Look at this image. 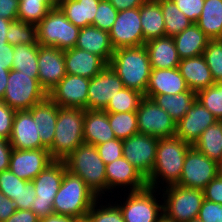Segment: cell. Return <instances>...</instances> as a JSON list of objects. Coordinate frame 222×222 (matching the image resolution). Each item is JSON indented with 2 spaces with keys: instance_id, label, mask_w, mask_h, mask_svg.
<instances>
[{
  "instance_id": "cell-29",
  "label": "cell",
  "mask_w": 222,
  "mask_h": 222,
  "mask_svg": "<svg viewBox=\"0 0 222 222\" xmlns=\"http://www.w3.org/2000/svg\"><path fill=\"white\" fill-rule=\"evenodd\" d=\"M180 59L203 55L210 38L197 26L191 24L183 32L172 37Z\"/></svg>"
},
{
  "instance_id": "cell-47",
  "label": "cell",
  "mask_w": 222,
  "mask_h": 222,
  "mask_svg": "<svg viewBox=\"0 0 222 222\" xmlns=\"http://www.w3.org/2000/svg\"><path fill=\"white\" fill-rule=\"evenodd\" d=\"M178 9L193 23H196L203 11L205 0H171Z\"/></svg>"
},
{
  "instance_id": "cell-20",
  "label": "cell",
  "mask_w": 222,
  "mask_h": 222,
  "mask_svg": "<svg viewBox=\"0 0 222 222\" xmlns=\"http://www.w3.org/2000/svg\"><path fill=\"white\" fill-rule=\"evenodd\" d=\"M217 121L214 115L196 99L176 124L175 136L193 145L202 132Z\"/></svg>"
},
{
  "instance_id": "cell-55",
  "label": "cell",
  "mask_w": 222,
  "mask_h": 222,
  "mask_svg": "<svg viewBox=\"0 0 222 222\" xmlns=\"http://www.w3.org/2000/svg\"><path fill=\"white\" fill-rule=\"evenodd\" d=\"M32 210H16L5 222H39Z\"/></svg>"
},
{
  "instance_id": "cell-8",
  "label": "cell",
  "mask_w": 222,
  "mask_h": 222,
  "mask_svg": "<svg viewBox=\"0 0 222 222\" xmlns=\"http://www.w3.org/2000/svg\"><path fill=\"white\" fill-rule=\"evenodd\" d=\"M79 31L80 28L73 25L57 6L37 24V42L42 46L67 50L75 47Z\"/></svg>"
},
{
  "instance_id": "cell-14",
  "label": "cell",
  "mask_w": 222,
  "mask_h": 222,
  "mask_svg": "<svg viewBox=\"0 0 222 222\" xmlns=\"http://www.w3.org/2000/svg\"><path fill=\"white\" fill-rule=\"evenodd\" d=\"M109 35L114 49L144 45L139 7L118 11Z\"/></svg>"
},
{
  "instance_id": "cell-27",
  "label": "cell",
  "mask_w": 222,
  "mask_h": 222,
  "mask_svg": "<svg viewBox=\"0 0 222 222\" xmlns=\"http://www.w3.org/2000/svg\"><path fill=\"white\" fill-rule=\"evenodd\" d=\"M75 47L100 56L107 64L115 50L109 32L93 25L80 28Z\"/></svg>"
},
{
  "instance_id": "cell-59",
  "label": "cell",
  "mask_w": 222,
  "mask_h": 222,
  "mask_svg": "<svg viewBox=\"0 0 222 222\" xmlns=\"http://www.w3.org/2000/svg\"><path fill=\"white\" fill-rule=\"evenodd\" d=\"M80 219L60 214H52L46 218H42L39 222H78Z\"/></svg>"
},
{
  "instance_id": "cell-64",
  "label": "cell",
  "mask_w": 222,
  "mask_h": 222,
  "mask_svg": "<svg viewBox=\"0 0 222 222\" xmlns=\"http://www.w3.org/2000/svg\"><path fill=\"white\" fill-rule=\"evenodd\" d=\"M145 1L159 3V2H162V1H168V0H145Z\"/></svg>"
},
{
  "instance_id": "cell-46",
  "label": "cell",
  "mask_w": 222,
  "mask_h": 222,
  "mask_svg": "<svg viewBox=\"0 0 222 222\" xmlns=\"http://www.w3.org/2000/svg\"><path fill=\"white\" fill-rule=\"evenodd\" d=\"M100 158L105 164L111 163L116 159L123 157V141L113 139L95 146Z\"/></svg>"
},
{
  "instance_id": "cell-34",
  "label": "cell",
  "mask_w": 222,
  "mask_h": 222,
  "mask_svg": "<svg viewBox=\"0 0 222 222\" xmlns=\"http://www.w3.org/2000/svg\"><path fill=\"white\" fill-rule=\"evenodd\" d=\"M192 146L209 159L220 161L222 159V121L207 127Z\"/></svg>"
},
{
  "instance_id": "cell-49",
  "label": "cell",
  "mask_w": 222,
  "mask_h": 222,
  "mask_svg": "<svg viewBox=\"0 0 222 222\" xmlns=\"http://www.w3.org/2000/svg\"><path fill=\"white\" fill-rule=\"evenodd\" d=\"M16 110L0 100V138L9 141L12 132L13 119Z\"/></svg>"
},
{
  "instance_id": "cell-28",
  "label": "cell",
  "mask_w": 222,
  "mask_h": 222,
  "mask_svg": "<svg viewBox=\"0 0 222 222\" xmlns=\"http://www.w3.org/2000/svg\"><path fill=\"white\" fill-rule=\"evenodd\" d=\"M83 138L84 143L94 146L116 138L106 111L85 109Z\"/></svg>"
},
{
  "instance_id": "cell-39",
  "label": "cell",
  "mask_w": 222,
  "mask_h": 222,
  "mask_svg": "<svg viewBox=\"0 0 222 222\" xmlns=\"http://www.w3.org/2000/svg\"><path fill=\"white\" fill-rule=\"evenodd\" d=\"M143 98L144 95L142 93L127 87H123L114 97L110 99V102L104 111L107 113L137 111Z\"/></svg>"
},
{
  "instance_id": "cell-54",
  "label": "cell",
  "mask_w": 222,
  "mask_h": 222,
  "mask_svg": "<svg viewBox=\"0 0 222 222\" xmlns=\"http://www.w3.org/2000/svg\"><path fill=\"white\" fill-rule=\"evenodd\" d=\"M13 148L10 142L0 138V172L9 169L10 155Z\"/></svg>"
},
{
  "instance_id": "cell-30",
  "label": "cell",
  "mask_w": 222,
  "mask_h": 222,
  "mask_svg": "<svg viewBox=\"0 0 222 222\" xmlns=\"http://www.w3.org/2000/svg\"><path fill=\"white\" fill-rule=\"evenodd\" d=\"M100 0H63L58 7L75 26L84 28L94 24Z\"/></svg>"
},
{
  "instance_id": "cell-23",
  "label": "cell",
  "mask_w": 222,
  "mask_h": 222,
  "mask_svg": "<svg viewBox=\"0 0 222 222\" xmlns=\"http://www.w3.org/2000/svg\"><path fill=\"white\" fill-rule=\"evenodd\" d=\"M188 89L178 67L170 69H151L144 97L152 99L155 95H173L185 92Z\"/></svg>"
},
{
  "instance_id": "cell-9",
  "label": "cell",
  "mask_w": 222,
  "mask_h": 222,
  "mask_svg": "<svg viewBox=\"0 0 222 222\" xmlns=\"http://www.w3.org/2000/svg\"><path fill=\"white\" fill-rule=\"evenodd\" d=\"M2 101L14 110H29L48 97L38 75H26L11 69Z\"/></svg>"
},
{
  "instance_id": "cell-13",
  "label": "cell",
  "mask_w": 222,
  "mask_h": 222,
  "mask_svg": "<svg viewBox=\"0 0 222 222\" xmlns=\"http://www.w3.org/2000/svg\"><path fill=\"white\" fill-rule=\"evenodd\" d=\"M122 141L123 157L147 179L156 161L158 138L136 133Z\"/></svg>"
},
{
  "instance_id": "cell-41",
  "label": "cell",
  "mask_w": 222,
  "mask_h": 222,
  "mask_svg": "<svg viewBox=\"0 0 222 222\" xmlns=\"http://www.w3.org/2000/svg\"><path fill=\"white\" fill-rule=\"evenodd\" d=\"M10 45L36 44L37 43V25L25 23L23 21H12L8 27L6 35Z\"/></svg>"
},
{
  "instance_id": "cell-18",
  "label": "cell",
  "mask_w": 222,
  "mask_h": 222,
  "mask_svg": "<svg viewBox=\"0 0 222 222\" xmlns=\"http://www.w3.org/2000/svg\"><path fill=\"white\" fill-rule=\"evenodd\" d=\"M53 161L47 148L35 150L13 148L10 155L9 170L23 180L32 181Z\"/></svg>"
},
{
  "instance_id": "cell-35",
  "label": "cell",
  "mask_w": 222,
  "mask_h": 222,
  "mask_svg": "<svg viewBox=\"0 0 222 222\" xmlns=\"http://www.w3.org/2000/svg\"><path fill=\"white\" fill-rule=\"evenodd\" d=\"M38 52V42L36 44H19L14 46L12 69L26 75H39Z\"/></svg>"
},
{
  "instance_id": "cell-2",
  "label": "cell",
  "mask_w": 222,
  "mask_h": 222,
  "mask_svg": "<svg viewBox=\"0 0 222 222\" xmlns=\"http://www.w3.org/2000/svg\"><path fill=\"white\" fill-rule=\"evenodd\" d=\"M109 65L120 77L124 87L138 91L145 96L151 65L144 45L115 49Z\"/></svg>"
},
{
  "instance_id": "cell-53",
  "label": "cell",
  "mask_w": 222,
  "mask_h": 222,
  "mask_svg": "<svg viewBox=\"0 0 222 222\" xmlns=\"http://www.w3.org/2000/svg\"><path fill=\"white\" fill-rule=\"evenodd\" d=\"M15 211L16 206L13 200L0 191V222H5Z\"/></svg>"
},
{
  "instance_id": "cell-24",
  "label": "cell",
  "mask_w": 222,
  "mask_h": 222,
  "mask_svg": "<svg viewBox=\"0 0 222 222\" xmlns=\"http://www.w3.org/2000/svg\"><path fill=\"white\" fill-rule=\"evenodd\" d=\"M41 143L49 149L52 146L55 136V126L58 119V105L47 97L42 102L29 109Z\"/></svg>"
},
{
  "instance_id": "cell-61",
  "label": "cell",
  "mask_w": 222,
  "mask_h": 222,
  "mask_svg": "<svg viewBox=\"0 0 222 222\" xmlns=\"http://www.w3.org/2000/svg\"><path fill=\"white\" fill-rule=\"evenodd\" d=\"M158 222H176L173 219L168 218L165 214H162L159 219Z\"/></svg>"
},
{
  "instance_id": "cell-57",
  "label": "cell",
  "mask_w": 222,
  "mask_h": 222,
  "mask_svg": "<svg viewBox=\"0 0 222 222\" xmlns=\"http://www.w3.org/2000/svg\"><path fill=\"white\" fill-rule=\"evenodd\" d=\"M117 11L140 7L145 0H108Z\"/></svg>"
},
{
  "instance_id": "cell-48",
  "label": "cell",
  "mask_w": 222,
  "mask_h": 222,
  "mask_svg": "<svg viewBox=\"0 0 222 222\" xmlns=\"http://www.w3.org/2000/svg\"><path fill=\"white\" fill-rule=\"evenodd\" d=\"M197 218L202 222H222V205L204 199Z\"/></svg>"
},
{
  "instance_id": "cell-51",
  "label": "cell",
  "mask_w": 222,
  "mask_h": 222,
  "mask_svg": "<svg viewBox=\"0 0 222 222\" xmlns=\"http://www.w3.org/2000/svg\"><path fill=\"white\" fill-rule=\"evenodd\" d=\"M204 199L222 205V178L216 176L203 189Z\"/></svg>"
},
{
  "instance_id": "cell-16",
  "label": "cell",
  "mask_w": 222,
  "mask_h": 222,
  "mask_svg": "<svg viewBox=\"0 0 222 222\" xmlns=\"http://www.w3.org/2000/svg\"><path fill=\"white\" fill-rule=\"evenodd\" d=\"M90 79L78 75L66 76L49 91L48 97L59 107L82 108L87 110Z\"/></svg>"
},
{
  "instance_id": "cell-66",
  "label": "cell",
  "mask_w": 222,
  "mask_h": 222,
  "mask_svg": "<svg viewBox=\"0 0 222 222\" xmlns=\"http://www.w3.org/2000/svg\"><path fill=\"white\" fill-rule=\"evenodd\" d=\"M78 222H88L86 219H80Z\"/></svg>"
},
{
  "instance_id": "cell-7",
  "label": "cell",
  "mask_w": 222,
  "mask_h": 222,
  "mask_svg": "<svg viewBox=\"0 0 222 222\" xmlns=\"http://www.w3.org/2000/svg\"><path fill=\"white\" fill-rule=\"evenodd\" d=\"M163 214L176 222H189L197 218L204 200L203 190L170 185L160 190Z\"/></svg>"
},
{
  "instance_id": "cell-38",
  "label": "cell",
  "mask_w": 222,
  "mask_h": 222,
  "mask_svg": "<svg viewBox=\"0 0 222 222\" xmlns=\"http://www.w3.org/2000/svg\"><path fill=\"white\" fill-rule=\"evenodd\" d=\"M109 198H99L92 205L85 219L88 222H125L119 207L114 203L113 198Z\"/></svg>"
},
{
  "instance_id": "cell-10",
  "label": "cell",
  "mask_w": 222,
  "mask_h": 222,
  "mask_svg": "<svg viewBox=\"0 0 222 222\" xmlns=\"http://www.w3.org/2000/svg\"><path fill=\"white\" fill-rule=\"evenodd\" d=\"M66 171L63 161L54 160L32 180L36 197L31 205V210L39 219L54 214V197L60 189Z\"/></svg>"
},
{
  "instance_id": "cell-50",
  "label": "cell",
  "mask_w": 222,
  "mask_h": 222,
  "mask_svg": "<svg viewBox=\"0 0 222 222\" xmlns=\"http://www.w3.org/2000/svg\"><path fill=\"white\" fill-rule=\"evenodd\" d=\"M36 197V191L32 181H28L24 187L21 188L17 198L13 199L16 210H31V205Z\"/></svg>"
},
{
  "instance_id": "cell-22",
  "label": "cell",
  "mask_w": 222,
  "mask_h": 222,
  "mask_svg": "<svg viewBox=\"0 0 222 222\" xmlns=\"http://www.w3.org/2000/svg\"><path fill=\"white\" fill-rule=\"evenodd\" d=\"M66 74L88 79L99 74L108 64L98 55L80 48L64 50Z\"/></svg>"
},
{
  "instance_id": "cell-60",
  "label": "cell",
  "mask_w": 222,
  "mask_h": 222,
  "mask_svg": "<svg viewBox=\"0 0 222 222\" xmlns=\"http://www.w3.org/2000/svg\"><path fill=\"white\" fill-rule=\"evenodd\" d=\"M12 21L0 18V47H4L6 43H8L6 35L8 33L9 24Z\"/></svg>"
},
{
  "instance_id": "cell-4",
  "label": "cell",
  "mask_w": 222,
  "mask_h": 222,
  "mask_svg": "<svg viewBox=\"0 0 222 222\" xmlns=\"http://www.w3.org/2000/svg\"><path fill=\"white\" fill-rule=\"evenodd\" d=\"M99 198L78 176L66 171L53 201L54 214L85 219Z\"/></svg>"
},
{
  "instance_id": "cell-52",
  "label": "cell",
  "mask_w": 222,
  "mask_h": 222,
  "mask_svg": "<svg viewBox=\"0 0 222 222\" xmlns=\"http://www.w3.org/2000/svg\"><path fill=\"white\" fill-rule=\"evenodd\" d=\"M19 0H0V18L18 20Z\"/></svg>"
},
{
  "instance_id": "cell-33",
  "label": "cell",
  "mask_w": 222,
  "mask_h": 222,
  "mask_svg": "<svg viewBox=\"0 0 222 222\" xmlns=\"http://www.w3.org/2000/svg\"><path fill=\"white\" fill-rule=\"evenodd\" d=\"M196 24L210 40L222 39V0H205Z\"/></svg>"
},
{
  "instance_id": "cell-32",
  "label": "cell",
  "mask_w": 222,
  "mask_h": 222,
  "mask_svg": "<svg viewBox=\"0 0 222 222\" xmlns=\"http://www.w3.org/2000/svg\"><path fill=\"white\" fill-rule=\"evenodd\" d=\"M152 100L164 109L177 124L187 113L193 102L196 100V93L188 89L177 94L155 95Z\"/></svg>"
},
{
  "instance_id": "cell-37",
  "label": "cell",
  "mask_w": 222,
  "mask_h": 222,
  "mask_svg": "<svg viewBox=\"0 0 222 222\" xmlns=\"http://www.w3.org/2000/svg\"><path fill=\"white\" fill-rule=\"evenodd\" d=\"M54 7L51 0H19L18 20L37 25Z\"/></svg>"
},
{
  "instance_id": "cell-45",
  "label": "cell",
  "mask_w": 222,
  "mask_h": 222,
  "mask_svg": "<svg viewBox=\"0 0 222 222\" xmlns=\"http://www.w3.org/2000/svg\"><path fill=\"white\" fill-rule=\"evenodd\" d=\"M28 181L19 178L9 169L0 172V191L9 199L17 198Z\"/></svg>"
},
{
  "instance_id": "cell-36",
  "label": "cell",
  "mask_w": 222,
  "mask_h": 222,
  "mask_svg": "<svg viewBox=\"0 0 222 222\" xmlns=\"http://www.w3.org/2000/svg\"><path fill=\"white\" fill-rule=\"evenodd\" d=\"M159 4L164 17L166 36L173 37L193 24L173 1H162Z\"/></svg>"
},
{
  "instance_id": "cell-62",
  "label": "cell",
  "mask_w": 222,
  "mask_h": 222,
  "mask_svg": "<svg viewBox=\"0 0 222 222\" xmlns=\"http://www.w3.org/2000/svg\"><path fill=\"white\" fill-rule=\"evenodd\" d=\"M217 176L222 178V159L217 162Z\"/></svg>"
},
{
  "instance_id": "cell-5",
  "label": "cell",
  "mask_w": 222,
  "mask_h": 222,
  "mask_svg": "<svg viewBox=\"0 0 222 222\" xmlns=\"http://www.w3.org/2000/svg\"><path fill=\"white\" fill-rule=\"evenodd\" d=\"M85 109L58 106V119L52 146L48 149L51 158L56 161L64 159L78 146L84 143Z\"/></svg>"
},
{
  "instance_id": "cell-11",
  "label": "cell",
  "mask_w": 222,
  "mask_h": 222,
  "mask_svg": "<svg viewBox=\"0 0 222 222\" xmlns=\"http://www.w3.org/2000/svg\"><path fill=\"white\" fill-rule=\"evenodd\" d=\"M138 133L156 138H169L176 134V123L172 117L152 99L144 97L136 111Z\"/></svg>"
},
{
  "instance_id": "cell-31",
  "label": "cell",
  "mask_w": 222,
  "mask_h": 222,
  "mask_svg": "<svg viewBox=\"0 0 222 222\" xmlns=\"http://www.w3.org/2000/svg\"><path fill=\"white\" fill-rule=\"evenodd\" d=\"M139 12L143 29L144 44L146 41L153 38L166 36L164 17L159 3L145 1L139 7Z\"/></svg>"
},
{
  "instance_id": "cell-17",
  "label": "cell",
  "mask_w": 222,
  "mask_h": 222,
  "mask_svg": "<svg viewBox=\"0 0 222 222\" xmlns=\"http://www.w3.org/2000/svg\"><path fill=\"white\" fill-rule=\"evenodd\" d=\"M124 87L122 80L108 64L90 79L88 87V110H104L110 99Z\"/></svg>"
},
{
  "instance_id": "cell-43",
  "label": "cell",
  "mask_w": 222,
  "mask_h": 222,
  "mask_svg": "<svg viewBox=\"0 0 222 222\" xmlns=\"http://www.w3.org/2000/svg\"><path fill=\"white\" fill-rule=\"evenodd\" d=\"M203 56L215 83L222 82V39L210 40Z\"/></svg>"
},
{
  "instance_id": "cell-63",
  "label": "cell",
  "mask_w": 222,
  "mask_h": 222,
  "mask_svg": "<svg viewBox=\"0 0 222 222\" xmlns=\"http://www.w3.org/2000/svg\"><path fill=\"white\" fill-rule=\"evenodd\" d=\"M56 6H58L63 0H51Z\"/></svg>"
},
{
  "instance_id": "cell-15",
  "label": "cell",
  "mask_w": 222,
  "mask_h": 222,
  "mask_svg": "<svg viewBox=\"0 0 222 222\" xmlns=\"http://www.w3.org/2000/svg\"><path fill=\"white\" fill-rule=\"evenodd\" d=\"M107 194L116 199L117 193L139 191L147 187L146 178L124 157L106 164ZM115 189V190H114ZM115 193L114 195H112Z\"/></svg>"
},
{
  "instance_id": "cell-58",
  "label": "cell",
  "mask_w": 222,
  "mask_h": 222,
  "mask_svg": "<svg viewBox=\"0 0 222 222\" xmlns=\"http://www.w3.org/2000/svg\"><path fill=\"white\" fill-rule=\"evenodd\" d=\"M10 71L8 65H0V100L4 98Z\"/></svg>"
},
{
  "instance_id": "cell-19",
  "label": "cell",
  "mask_w": 222,
  "mask_h": 222,
  "mask_svg": "<svg viewBox=\"0 0 222 222\" xmlns=\"http://www.w3.org/2000/svg\"><path fill=\"white\" fill-rule=\"evenodd\" d=\"M38 71L39 83L49 93L66 76L64 50L39 45Z\"/></svg>"
},
{
  "instance_id": "cell-25",
  "label": "cell",
  "mask_w": 222,
  "mask_h": 222,
  "mask_svg": "<svg viewBox=\"0 0 222 222\" xmlns=\"http://www.w3.org/2000/svg\"><path fill=\"white\" fill-rule=\"evenodd\" d=\"M151 69H170L178 67L181 59L172 37L164 36L148 40L144 44Z\"/></svg>"
},
{
  "instance_id": "cell-42",
  "label": "cell",
  "mask_w": 222,
  "mask_h": 222,
  "mask_svg": "<svg viewBox=\"0 0 222 222\" xmlns=\"http://www.w3.org/2000/svg\"><path fill=\"white\" fill-rule=\"evenodd\" d=\"M196 99L206 107L218 121H222V82L199 91Z\"/></svg>"
},
{
  "instance_id": "cell-3",
  "label": "cell",
  "mask_w": 222,
  "mask_h": 222,
  "mask_svg": "<svg viewBox=\"0 0 222 222\" xmlns=\"http://www.w3.org/2000/svg\"><path fill=\"white\" fill-rule=\"evenodd\" d=\"M63 162L67 171L80 177L98 198L110 196L106 194V164L94 145L81 144Z\"/></svg>"
},
{
  "instance_id": "cell-6",
  "label": "cell",
  "mask_w": 222,
  "mask_h": 222,
  "mask_svg": "<svg viewBox=\"0 0 222 222\" xmlns=\"http://www.w3.org/2000/svg\"><path fill=\"white\" fill-rule=\"evenodd\" d=\"M123 193L124 198L120 195L121 201L117 198L114 203L119 207L125 222H158L163 214V201L159 189L147 186L139 191Z\"/></svg>"
},
{
  "instance_id": "cell-40",
  "label": "cell",
  "mask_w": 222,
  "mask_h": 222,
  "mask_svg": "<svg viewBox=\"0 0 222 222\" xmlns=\"http://www.w3.org/2000/svg\"><path fill=\"white\" fill-rule=\"evenodd\" d=\"M108 120L117 139H127L138 133L136 111L108 113Z\"/></svg>"
},
{
  "instance_id": "cell-1",
  "label": "cell",
  "mask_w": 222,
  "mask_h": 222,
  "mask_svg": "<svg viewBox=\"0 0 222 222\" xmlns=\"http://www.w3.org/2000/svg\"><path fill=\"white\" fill-rule=\"evenodd\" d=\"M191 146L176 136L159 138L156 161L150 176L146 179L147 186L161 190L176 185L181 177L185 156Z\"/></svg>"
},
{
  "instance_id": "cell-56",
  "label": "cell",
  "mask_w": 222,
  "mask_h": 222,
  "mask_svg": "<svg viewBox=\"0 0 222 222\" xmlns=\"http://www.w3.org/2000/svg\"><path fill=\"white\" fill-rule=\"evenodd\" d=\"M14 46L6 43L4 47H0V65H8V70L12 69Z\"/></svg>"
},
{
  "instance_id": "cell-44",
  "label": "cell",
  "mask_w": 222,
  "mask_h": 222,
  "mask_svg": "<svg viewBox=\"0 0 222 222\" xmlns=\"http://www.w3.org/2000/svg\"><path fill=\"white\" fill-rule=\"evenodd\" d=\"M117 14L118 11L108 0H100L93 26L109 32L116 21Z\"/></svg>"
},
{
  "instance_id": "cell-26",
  "label": "cell",
  "mask_w": 222,
  "mask_h": 222,
  "mask_svg": "<svg viewBox=\"0 0 222 222\" xmlns=\"http://www.w3.org/2000/svg\"><path fill=\"white\" fill-rule=\"evenodd\" d=\"M178 69L188 88L196 94L215 84L203 55L182 59Z\"/></svg>"
},
{
  "instance_id": "cell-12",
  "label": "cell",
  "mask_w": 222,
  "mask_h": 222,
  "mask_svg": "<svg viewBox=\"0 0 222 222\" xmlns=\"http://www.w3.org/2000/svg\"><path fill=\"white\" fill-rule=\"evenodd\" d=\"M217 176V162L191 146L184 159L181 177L176 185L203 190Z\"/></svg>"
},
{
  "instance_id": "cell-65",
  "label": "cell",
  "mask_w": 222,
  "mask_h": 222,
  "mask_svg": "<svg viewBox=\"0 0 222 222\" xmlns=\"http://www.w3.org/2000/svg\"><path fill=\"white\" fill-rule=\"evenodd\" d=\"M189 222H202V221L200 219H198V218H195V219H193V220H191Z\"/></svg>"
},
{
  "instance_id": "cell-21",
  "label": "cell",
  "mask_w": 222,
  "mask_h": 222,
  "mask_svg": "<svg viewBox=\"0 0 222 222\" xmlns=\"http://www.w3.org/2000/svg\"><path fill=\"white\" fill-rule=\"evenodd\" d=\"M9 142L14 149L35 150L46 148L42 143L29 110H16Z\"/></svg>"
}]
</instances>
